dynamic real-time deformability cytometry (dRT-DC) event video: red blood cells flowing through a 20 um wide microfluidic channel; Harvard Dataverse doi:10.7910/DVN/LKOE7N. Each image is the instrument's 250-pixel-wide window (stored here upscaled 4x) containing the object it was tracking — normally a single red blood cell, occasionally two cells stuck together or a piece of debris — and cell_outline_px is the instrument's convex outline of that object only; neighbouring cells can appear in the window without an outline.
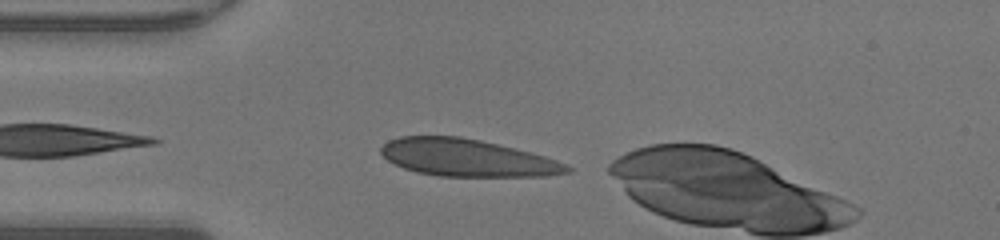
{"species": "human", "species_latin": "Homo sapiens", "temperature_condition": "warm", "stored_images_in_passage": 3, "camera_frame_rate_fps": 3000, "um_per_image_px": 0.085, "donor": {"sex": "male"}, "frame": {"image": 1, "passage_image": 1, "time_ms": 0.0, "image_size_px": [1000, 240], "cell_outline_px": [[572, 172], [548, 176], [440, 176], [416, 172], [404, 168], [388, 160], [380, 152], [380, 148], [388, 140], [400, 136], [460, 136], [480, 140], [532, 152], [568, 164], [572, 168]], "centroid_in_image_um": [39.73, 13.41], "position_along_channel_um": 45.3, "area_um2": 40.46}}